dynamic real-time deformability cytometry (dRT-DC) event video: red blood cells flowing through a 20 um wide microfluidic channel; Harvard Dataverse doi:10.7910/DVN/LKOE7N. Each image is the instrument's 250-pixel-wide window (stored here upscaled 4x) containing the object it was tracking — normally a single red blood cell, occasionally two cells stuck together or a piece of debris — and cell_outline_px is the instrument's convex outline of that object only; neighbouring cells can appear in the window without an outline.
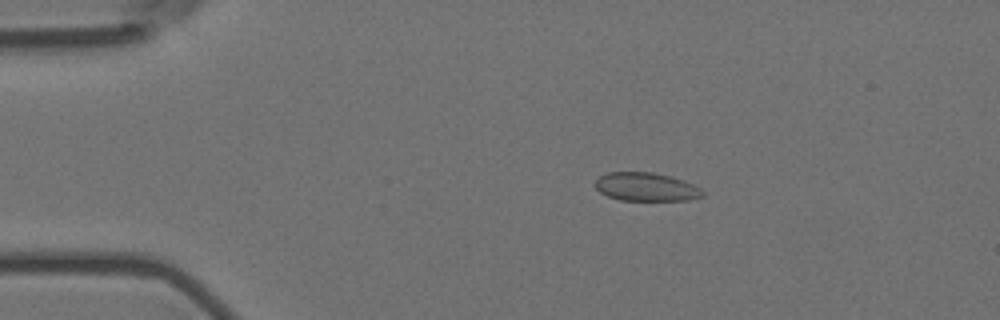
{"species": "Egyptian fruit bat (a non-hibernating species)", "species_latin": "Rousettus aegyptiacus", "temperature_condition": "room temperature", "stored_images_in_passage": 5, "camera_frame_rate_fps": 3000, "um_per_image_px": 0.085, "animal": {"sex": "female"}, "frame": {"image": 1, "passage_image": 3, "time_ms": 0.667, "image_size_px": [1000, 320], "cell_outline_px": [[704, 196], [688, 200], [620, 200], [608, 196], [600, 192], [592, 184], [600, 176], [608, 172], [652, 172], [684, 180], [700, 188], [704, 192]], "centroid_in_image_um": [54.9, 15.88], "position_along_channel_um": 30.1, "area_um2": 17.8}}